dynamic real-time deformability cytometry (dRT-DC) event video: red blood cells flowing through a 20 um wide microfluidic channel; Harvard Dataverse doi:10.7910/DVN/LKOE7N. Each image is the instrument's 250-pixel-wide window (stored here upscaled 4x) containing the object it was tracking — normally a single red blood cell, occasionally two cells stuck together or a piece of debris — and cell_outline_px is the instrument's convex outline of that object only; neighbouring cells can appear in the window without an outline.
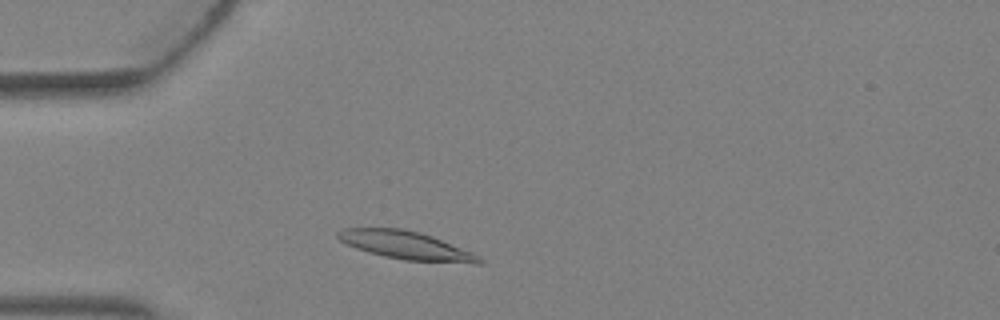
{"species": "Egyptian fruit bat (a non-hibernating species)", "species_latin": "Rousettus aegyptiacus", "temperature_condition": "warm", "stored_images_in_passage": 2, "camera_frame_rate_fps": 3000, "um_per_image_px": 0.085, "animal": {"sex": "female"}, "frame": {"image": 1, "passage_image": 2, "time_ms": 0.333, "image_size_px": [1000, 320], "cell_outline_px": [[484, 264], [476, 264], [404, 260], [384, 256], [368, 252], [356, 248], [340, 240], [336, 236], [336, 232], [344, 228], [400, 228], [420, 232], [432, 236], [472, 252], [480, 256], [484, 260]], "centroid_in_image_um": [34.56, 20.86], "position_along_channel_um": 50.4, "area_um2": 23.24}}